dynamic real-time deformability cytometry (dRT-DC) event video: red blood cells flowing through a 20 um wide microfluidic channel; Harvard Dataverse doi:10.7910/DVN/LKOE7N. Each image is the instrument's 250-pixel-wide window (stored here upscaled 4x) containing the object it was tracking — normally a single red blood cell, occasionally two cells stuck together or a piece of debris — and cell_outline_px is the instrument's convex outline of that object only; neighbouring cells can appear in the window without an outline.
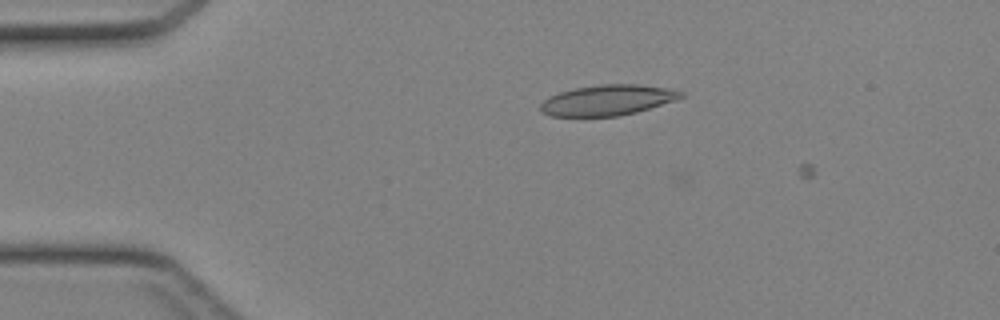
{"species": "Egyptian fruit bat (a non-hibernating species)", "species_latin": "Rousettus aegyptiacus", "temperature_condition": "cold", "stored_images_in_passage": 4, "camera_frame_rate_fps": 3000, "um_per_image_px": 0.085, "animal": {"sex": "female"}, "frame": {"image": 1, "passage_image": 3, "time_ms": 0.667, "image_size_px": [1000, 320], "cell_outline_px": [[684, 96], [636, 112], [620, 116], [552, 116], [544, 112], [540, 108], [540, 104], [544, 100], [560, 92], [576, 88], [600, 84], [636, 84], [664, 88], [684, 92]], "centroid_in_image_um": [51.61, 8.51], "position_along_channel_um": 33.4, "area_um2": 24.39}}